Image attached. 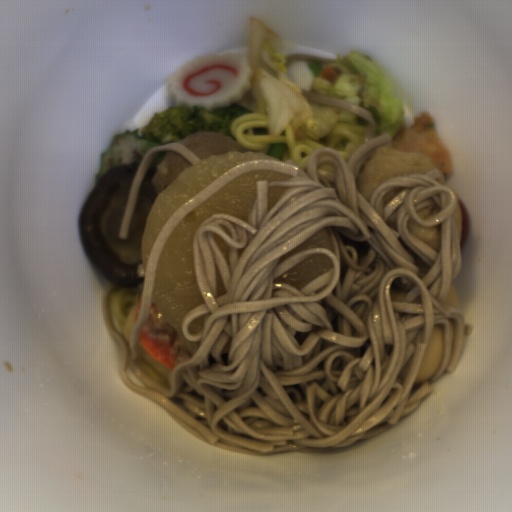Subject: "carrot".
<instances>
[{"instance_id": "1", "label": "carrot", "mask_w": 512, "mask_h": 512, "mask_svg": "<svg viewBox=\"0 0 512 512\" xmlns=\"http://www.w3.org/2000/svg\"><path fill=\"white\" fill-rule=\"evenodd\" d=\"M138 338L149 356L171 372L178 365L179 356L187 350L181 335L168 323L155 302H151L149 316Z\"/></svg>"}, {"instance_id": "2", "label": "carrot", "mask_w": 512, "mask_h": 512, "mask_svg": "<svg viewBox=\"0 0 512 512\" xmlns=\"http://www.w3.org/2000/svg\"><path fill=\"white\" fill-rule=\"evenodd\" d=\"M141 306H142V291L140 293L138 305H137V308H136V311H135L134 322L138 321V319H139V316H140V313H141Z\"/></svg>"}]
</instances>
